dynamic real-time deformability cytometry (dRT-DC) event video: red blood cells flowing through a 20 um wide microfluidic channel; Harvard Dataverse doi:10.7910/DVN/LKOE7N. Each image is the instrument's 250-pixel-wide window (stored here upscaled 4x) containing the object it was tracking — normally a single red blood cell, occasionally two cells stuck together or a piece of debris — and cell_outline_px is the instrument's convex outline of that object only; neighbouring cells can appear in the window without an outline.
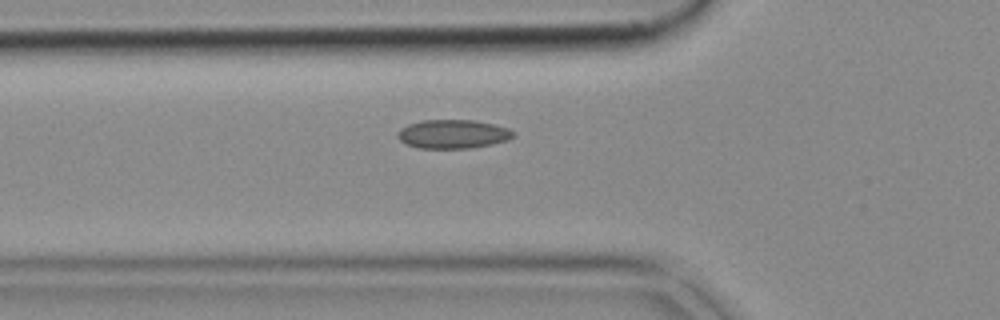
{"species": "common noctule bat (a hibernating species)", "species_latin": "Nyctalus noctula", "temperature_condition": "cold", "stored_images_in_passage": 40, "camera_frame_rate_fps": 3000, "um_per_image_px": 0.085, "animal": {"sex": "female", "body_mass_g": 18.4}, "frame": {"image": 1, "passage_image": 5, "time_ms": 1.333, "image_size_px": [1000, 320], "cell_outline_px": [[516, 136], [508, 140], [492, 144], [472, 148], [420, 148], [408, 144], [400, 140], [396, 136], [400, 128], [408, 124], [424, 120], [476, 120], [508, 128], [516, 132]], "centroid_in_image_um": [38.53, 11.39], "position_along_channel_um": 87.3, "area_um2": 19.48}}
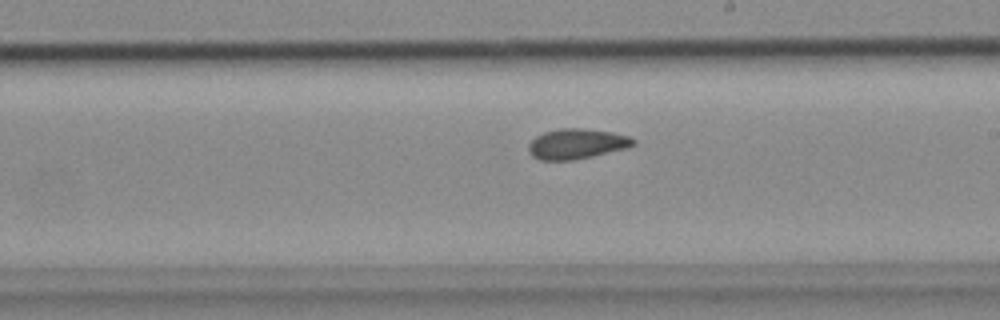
{"frame": {"image": 2, "passage_image": 17, "time_ms": 5.333, "image_size_px": [1000, 320], "cell_outline_px": [[636, 144], [628, 148], [592, 156], [572, 160], [540, 160], [532, 156], [528, 152], [528, 144], [536, 136], [544, 132], [560, 128], [584, 128], [612, 132], [628, 136], [636, 140]], "centroid_in_image_um": [49.02, 12.22], "position_along_channel_um": 240.0, "area_um2": 18.55}}
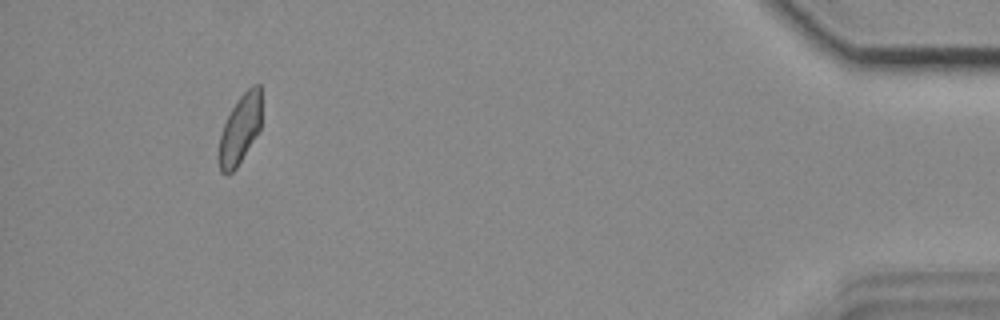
{"frame": {"image": 3, "passage_image": 36, "time_ms": 11.667, "image_size_px": [1000, 320], "cell_outline_px": [[260, 128], [256, 136], [236, 168], [228, 176], [220, 172], [216, 160], [216, 156], [220, 136], [224, 124], [232, 108], [240, 96], [252, 84], [260, 84]], "centroid_in_image_um": [20.35, 11.06], "position_along_channel_um": 414.9, "area_um2": 17.34}}